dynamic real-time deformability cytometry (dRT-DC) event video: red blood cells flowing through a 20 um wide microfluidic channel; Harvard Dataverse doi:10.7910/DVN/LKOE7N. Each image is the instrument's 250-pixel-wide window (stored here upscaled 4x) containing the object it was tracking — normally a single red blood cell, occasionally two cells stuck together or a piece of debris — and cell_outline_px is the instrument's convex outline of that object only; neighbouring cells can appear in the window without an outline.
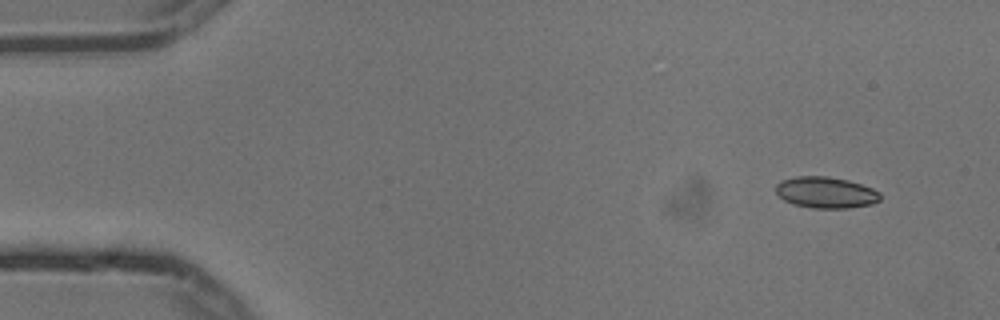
{"species": "common noctule bat (a hibernating species)", "species_latin": "Nyctalus noctula", "temperature_condition": "cold", "stored_images_in_passage": 2, "camera_frame_rate_fps": 3000, "um_per_image_px": 0.085, "animal": {"sex": "male", "body_mass_g": 13.3}, "frame": {"image": 1, "passage_image": 2, "time_ms": 0.333, "image_size_px": [1000, 320], "cell_outline_px": [[880, 200], [872, 204], [848, 208], [812, 208], [796, 204], [784, 200], [776, 192], [776, 184], [780, 180], [796, 176], [828, 176], [848, 180], [872, 188], [880, 192]], "centroid_in_image_um": [70.2, 16.35], "position_along_channel_um": 14.8, "area_um2": 19.02}}